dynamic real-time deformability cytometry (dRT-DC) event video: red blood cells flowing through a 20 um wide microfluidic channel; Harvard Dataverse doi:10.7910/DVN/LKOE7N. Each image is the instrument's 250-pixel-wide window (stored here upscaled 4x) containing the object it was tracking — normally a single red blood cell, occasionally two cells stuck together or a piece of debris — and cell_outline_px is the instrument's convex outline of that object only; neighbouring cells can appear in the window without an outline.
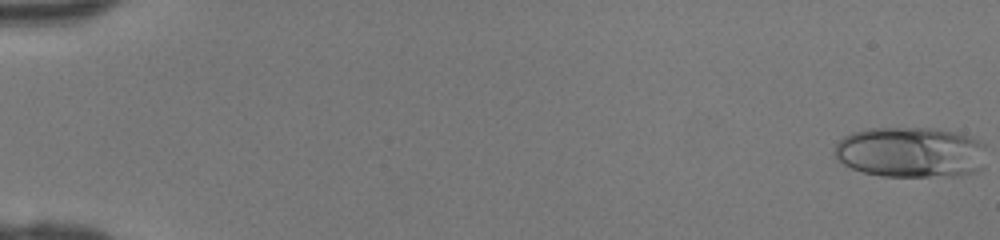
{"species": "human", "species_latin": "Homo sapiens", "temperature_condition": "room temperature", "stored_images_in_passage": 46, "camera_frame_rate_fps": 3000, "um_per_image_px": 0.085, "donor": {"sex": "female"}, "frame": {"image": 1, "passage_image": 1, "time_ms": 0.0, "image_size_px": [1000, 240], "cell_outline_px": [[984, 168], [976, 172], [960, 176], [884, 176], [864, 172], [852, 168], [836, 160], [836, 144], [844, 136], [852, 132], [864, 128], [936, 128], [972, 136], [980, 140], [984, 144]], "centroid_in_image_um": [77.45, 12.94], "position_along_channel_um": 7.5, "area_um2": 45.32}}
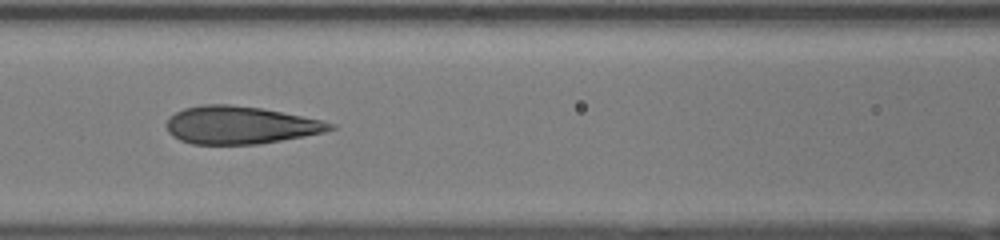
{"frame": {"image": 2, "passage_image": 22, "time_ms": 7.0, "image_size_px": [1000, 240], "cell_outline_px": [[336, 128], [324, 132], [304, 136], [256, 144], [192, 144], [180, 140], [172, 136], [168, 132], [164, 124], [168, 116], [184, 108], [208, 104], [232, 104], [260, 108], [320, 120], [336, 124]], "centroid_in_image_um": [20.35, 10.63], "position_along_channel_um": 146.2, "area_um2": 35.84}}
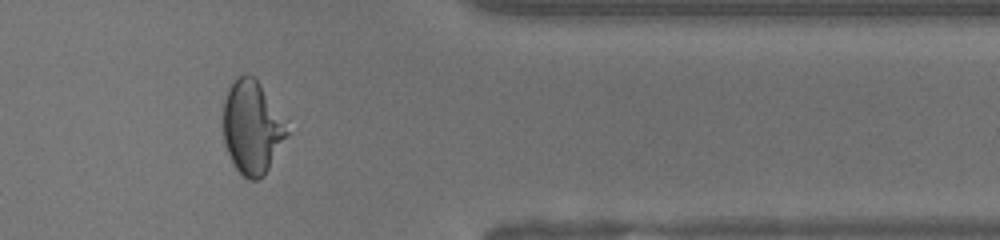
{"frame": {"image": 3, "passage_image": 39, "time_ms": 12.667, "image_size_px": [1000, 240], "cell_outline_px": [[288, 132], [264, 176], [260, 180], [248, 180], [236, 168], [224, 144], [224, 100], [228, 88], [244, 72], [252, 76], [260, 84], [288, 120]], "centroid_in_image_um": [21.45, 10.81], "position_along_channel_um": 390.0, "area_um2": 34.56}}